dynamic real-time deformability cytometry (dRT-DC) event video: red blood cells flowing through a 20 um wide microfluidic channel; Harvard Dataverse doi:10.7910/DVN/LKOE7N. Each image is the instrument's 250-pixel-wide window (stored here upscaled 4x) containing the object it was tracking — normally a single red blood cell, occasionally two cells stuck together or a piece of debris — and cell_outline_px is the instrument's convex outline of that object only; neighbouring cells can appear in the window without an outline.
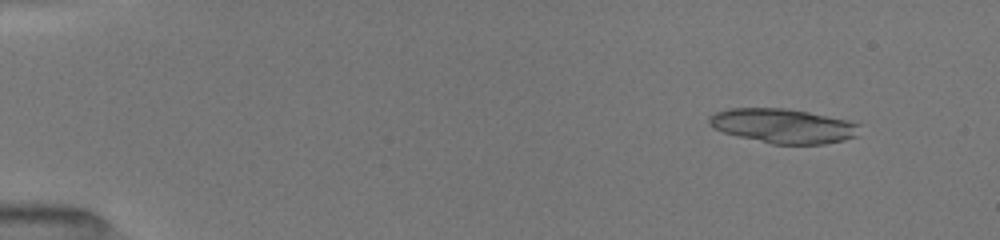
{"species": "common noctule bat (a hibernating species)", "species_latin": "Nyctalus noctula", "temperature_condition": "room temperature", "stored_images_in_passage": 8, "camera_frame_rate_fps": 3000, "um_per_image_px": 0.085, "animal": {"sex": "female", "body_mass_g": 19.5, "forearm_length_mm": 54.1}, "frame": {"image": 1, "passage_image": 2, "time_ms": 0.667, "image_size_px": [1000, 240], "cell_outline_px": [[860, 124], [856, 136], [844, 140], [824, 144], [772, 144], [724, 132], [712, 128], [708, 124], [708, 116], [716, 112], [728, 108], [784, 108], [808, 112], [848, 120]], "centroid_in_image_um": [66.54, 10.7], "position_along_channel_um": 18.5, "area_um2": 30.11}}
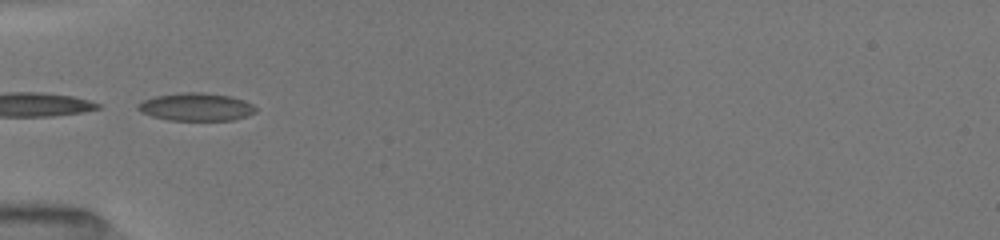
{"frame": {"image": 2, "passage_image": 7, "time_ms": 5.0, "image_size_px": [1000, 240], "cell_outline_px": [[256, 112], [248, 116], [232, 120], [168, 120], [152, 116], [140, 112], [136, 108], [136, 104], [144, 100], [156, 96], [180, 92], [200, 92], [232, 96], [244, 100], [252, 104], [256, 108]], "centroid_in_image_um": [16.67, 9.08], "position_along_channel_um": 68.3, "area_um2": 19.25}}